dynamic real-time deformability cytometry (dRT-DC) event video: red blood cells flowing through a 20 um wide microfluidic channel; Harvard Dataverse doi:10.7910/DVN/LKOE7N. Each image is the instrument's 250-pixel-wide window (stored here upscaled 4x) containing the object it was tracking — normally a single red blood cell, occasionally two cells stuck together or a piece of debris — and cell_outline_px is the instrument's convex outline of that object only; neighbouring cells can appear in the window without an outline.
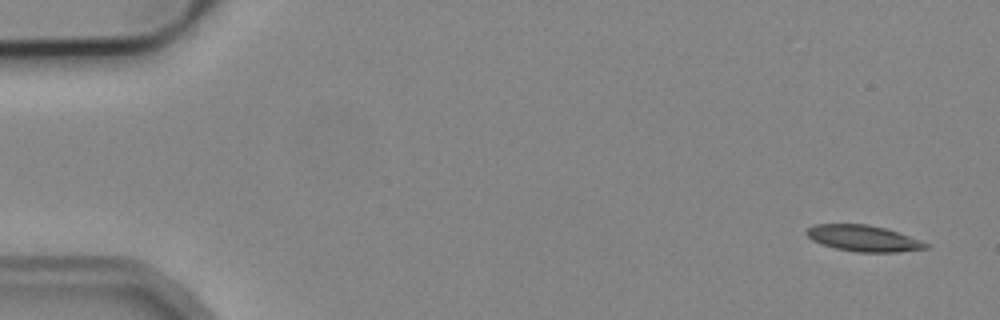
{"species": "common noctule bat (a hibernating species)", "species_latin": "Nyctalus noctula", "temperature_condition": "cold", "stored_images_in_passage": 2, "camera_frame_rate_fps": 3000, "um_per_image_px": 0.085, "animal": {"sex": "male", "body_mass_g": 19.2, "forearm_length_mm": 51.8}, "frame": {"image": 1, "passage_image": 2, "time_ms": 1.333, "image_size_px": [1000, 320], "cell_outline_px": [[932, 244], [928, 248], [900, 252], [856, 252], [836, 248], [812, 240], [804, 232], [812, 224], [868, 224], [884, 228]], "centroid_in_image_um": [73.4, 20.26], "position_along_channel_um": 11.6, "area_um2": 18.09}}